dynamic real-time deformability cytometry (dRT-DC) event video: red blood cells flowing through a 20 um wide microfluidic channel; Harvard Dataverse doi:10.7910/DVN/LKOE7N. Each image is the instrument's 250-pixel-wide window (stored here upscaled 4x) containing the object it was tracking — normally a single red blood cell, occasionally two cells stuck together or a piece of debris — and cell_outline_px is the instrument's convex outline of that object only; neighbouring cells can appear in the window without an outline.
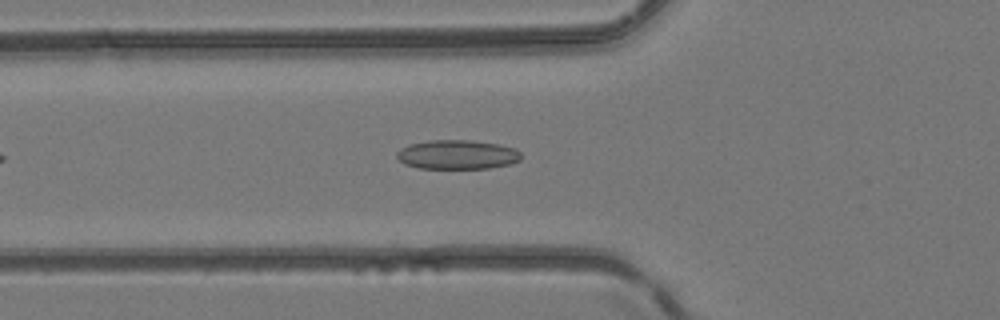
{"species": "common noctule bat (a hibernating species)", "species_latin": "Nyctalus noctula", "temperature_condition": "room temperature", "stored_images_in_passage": 32, "camera_frame_rate_fps": 3000, "um_per_image_px": 0.085, "animal": {"sex": "female", "body_mass_g": 24.6, "forearm_length_mm": 56.2}, "frame": {"image": 1, "passage_image": 7, "time_ms": 2.0, "image_size_px": [1000, 320], "cell_outline_px": [[520, 160], [508, 164], [488, 168], [420, 168], [404, 164], [396, 156], [396, 152], [400, 148], [408, 144], [428, 140], [472, 140], [496, 144], [516, 148], [520, 152]], "centroid_in_image_um": [38.83, 13.13], "position_along_channel_um": 87.0, "area_um2": 21.15}}
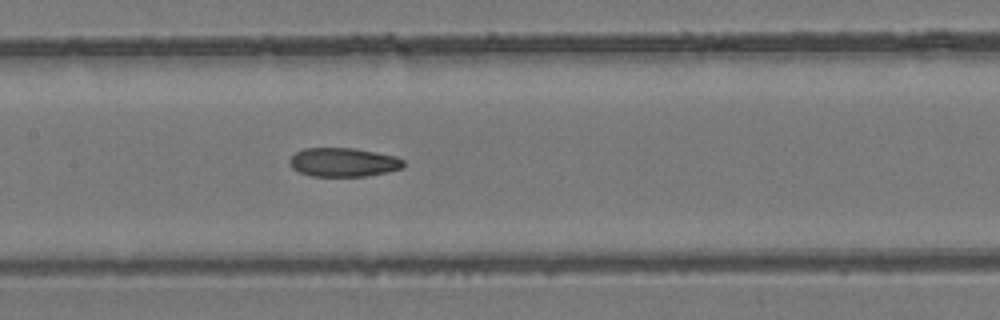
{"frame": {"image": 2, "passage_image": 13, "time_ms": 4.0, "image_size_px": [1000, 320], "cell_outline_px": [[404, 168], [388, 172], [364, 176], [312, 176], [300, 172], [292, 168], [288, 160], [296, 152], [304, 148], [352, 148], [376, 152], [396, 156], [404, 160]], "centroid_in_image_um": [29.2, 13.79], "position_along_channel_um": 178.2, "area_um2": 19.19}}
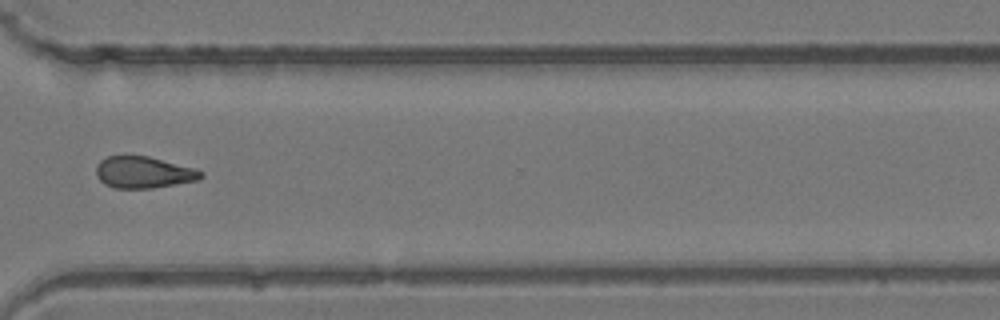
{"frame": {"image": 3, "passage_image": 25, "time_ms": 8.0, "image_size_px": [1000, 320], "cell_outline_px": [[204, 176], [200, 180], [152, 188], [116, 188], [104, 184], [96, 176], [96, 164], [100, 160], [108, 156], [148, 156], [196, 168], [204, 172]], "centroid_in_image_um": [12.23, 14.65], "position_along_channel_um": 358.4, "area_um2": 19.48}}